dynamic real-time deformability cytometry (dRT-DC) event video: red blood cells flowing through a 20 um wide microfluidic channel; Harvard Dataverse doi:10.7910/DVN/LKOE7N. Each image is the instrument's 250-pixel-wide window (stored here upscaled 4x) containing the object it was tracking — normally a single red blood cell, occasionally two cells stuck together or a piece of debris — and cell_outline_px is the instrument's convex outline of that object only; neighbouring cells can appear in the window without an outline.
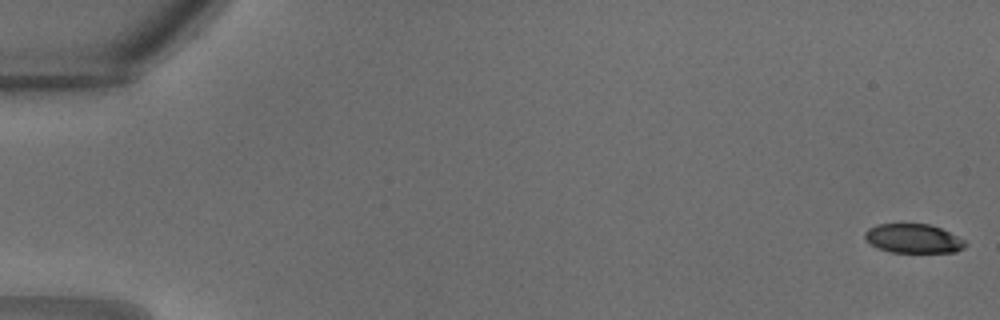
{"species": "common noctule bat (a hibernating species)", "species_latin": "Nyctalus noctula", "temperature_condition": "warm", "stored_images_in_passage": 13, "camera_frame_rate_fps": 3000, "um_per_image_px": 0.085, "animal": {"sex": "male", "body_mass_g": 18.8}, "frame": {"image": 1, "passage_image": 1, "time_ms": 0.0, "image_size_px": [1000, 320], "cell_outline_px": [[968, 244], [964, 248], [956, 252], [892, 252], [876, 248], [864, 236], [864, 232], [868, 228], [876, 224], [928, 224], [940, 228], [964, 240]], "centroid_in_image_um": [77.62, 20.28], "position_along_channel_um": 7.4, "area_um2": 16.94}}